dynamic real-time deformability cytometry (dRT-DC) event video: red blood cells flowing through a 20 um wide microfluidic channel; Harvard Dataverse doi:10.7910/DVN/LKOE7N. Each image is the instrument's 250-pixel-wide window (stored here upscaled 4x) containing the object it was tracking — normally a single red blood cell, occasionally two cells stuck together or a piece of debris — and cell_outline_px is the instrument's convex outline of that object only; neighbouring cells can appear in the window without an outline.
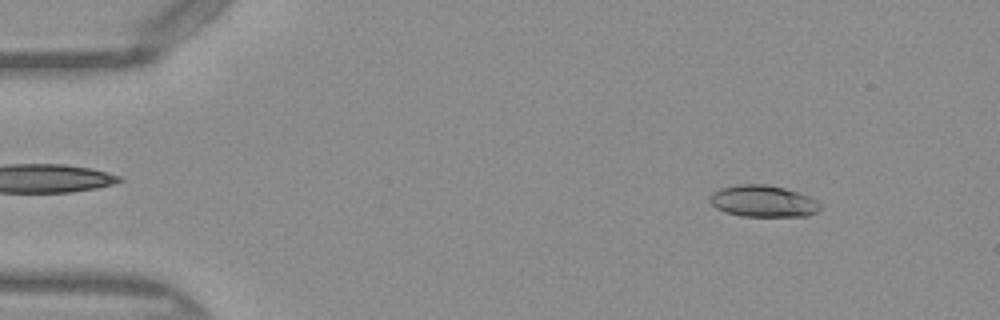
{"species": "Egyptian fruit bat (a non-hibernating species)", "species_latin": "Rousettus aegyptiacus", "temperature_condition": "warm", "stored_images_in_passage": 49, "camera_frame_rate_fps": 3000, "um_per_image_px": 0.085, "frame": {"image": 1, "passage_image": 5, "time_ms": 1.333, "image_size_px": [1000, 320], "cell_outline_px": [[820, 208], [816, 212], [808, 216], [740, 216], [724, 212], [716, 208], [708, 200], [712, 192], [720, 188], [740, 184], [764, 184], [784, 188], [808, 196], [816, 200], [820, 204]], "centroid_in_image_um": [64.83, 17.1], "position_along_channel_um": 20.2, "area_um2": 20.35}}
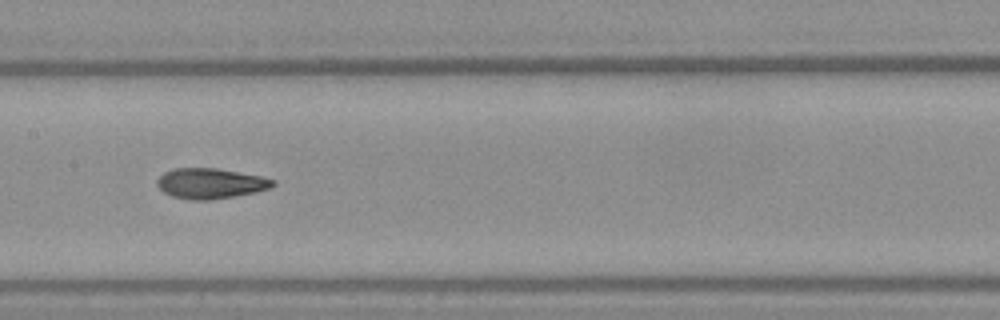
{"frame": {"image": 2, "passage_image": 24, "time_ms": 7.667, "image_size_px": [1000, 320], "cell_outline_px": [[276, 184], [268, 188], [256, 192], [208, 200], [192, 200], [172, 196], [164, 192], [156, 184], [156, 180], [164, 172], [172, 168], [216, 168], [260, 176], [276, 180]], "centroid_in_image_um": [17.87, 15.58], "position_along_channel_um": 189.5, "area_um2": 20.35}}
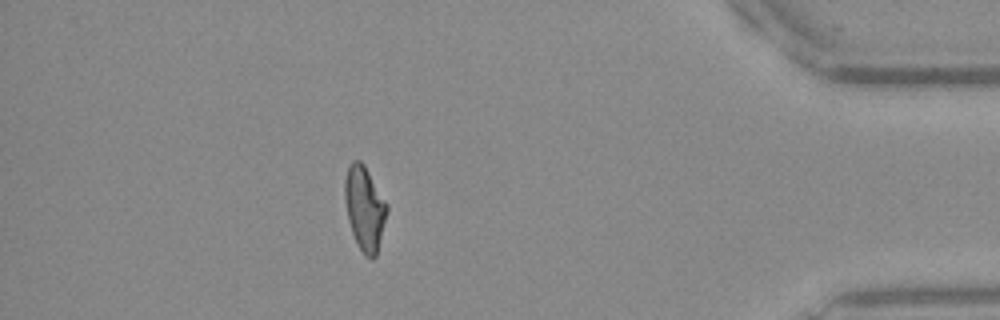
{"frame": {"image": 3, "passage_image": 43, "time_ms": 14.0, "image_size_px": [1000, 320], "cell_outline_px": [[388, 208], [376, 256], [372, 260], [364, 256], [356, 244], [348, 220], [344, 200], [344, 180], [348, 168], [352, 160], [360, 160], [364, 164], [388, 204]], "centroid_in_image_um": [30.98, 17.71], "position_along_channel_um": 404.2, "area_um2": 20.81}, "authors_computed_cell_mechanics": {"area_um2": 20.23, "velocity_mm_per_s": 4.0933, "shape_relaxation_time_tau1_ms": 7.3054, "shape_relaxation_time_tau2_ms": 2.7151, "deformation_change_tau1": 0.2295, "deformation_change_tau2": 0.1043}}